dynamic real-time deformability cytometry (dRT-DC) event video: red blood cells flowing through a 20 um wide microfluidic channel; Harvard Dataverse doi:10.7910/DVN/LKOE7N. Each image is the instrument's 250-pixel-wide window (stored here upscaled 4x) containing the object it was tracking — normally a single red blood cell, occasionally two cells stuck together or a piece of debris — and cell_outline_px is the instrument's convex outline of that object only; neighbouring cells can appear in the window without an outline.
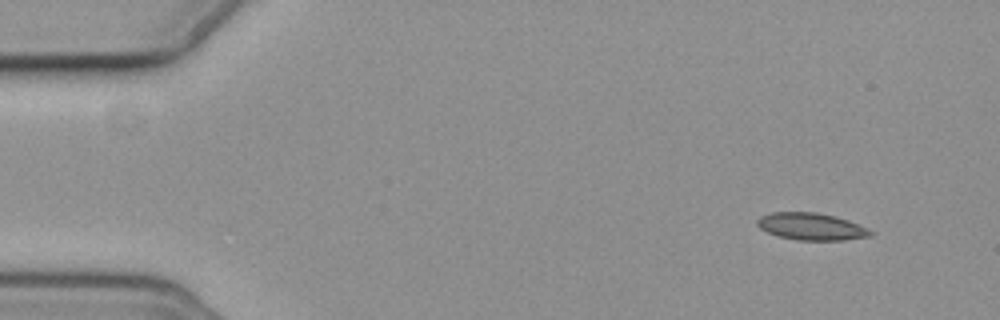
{"species": "common noctule bat (a hibernating species)", "species_latin": "Nyctalus noctula", "temperature_condition": "cold", "stored_images_in_passage": 8, "camera_frame_rate_fps": 3000, "um_per_image_px": 0.085, "animal": {"sex": "female", "body_mass_g": 19.3, "forearm_length_mm": 54.1}, "frame": {"image": 1, "passage_image": 1, "time_ms": 0.0, "image_size_px": [1000, 320], "cell_outline_px": [[876, 232], [872, 236], [844, 240], [796, 240], [780, 236], [768, 232], [760, 228], [756, 224], [756, 220], [760, 216], [772, 212], [816, 212], [836, 216], [848, 220]], "centroid_in_image_um": [68.98, 19.25], "position_along_channel_um": 16.0, "area_um2": 17.98}}
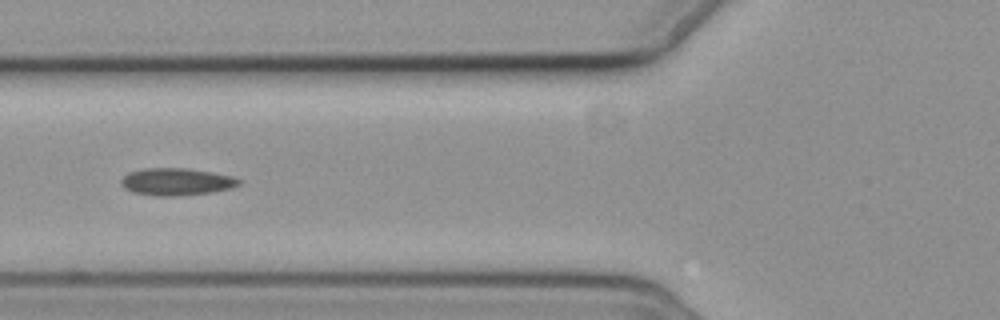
{"frame": {"image": 2, "passage_image": 6, "time_ms": 5.667, "image_size_px": [1000, 320], "cell_outline_px": [[240, 184], [232, 188], [212, 192], [172, 196], [156, 196], [132, 192], [124, 188], [120, 184], [120, 180], [128, 172], [144, 168], [188, 168], [212, 172], [232, 176], [240, 180]], "centroid_in_image_um": [14.97, 15.44], "position_along_channel_um": 110.8, "area_um2": 18.79}}
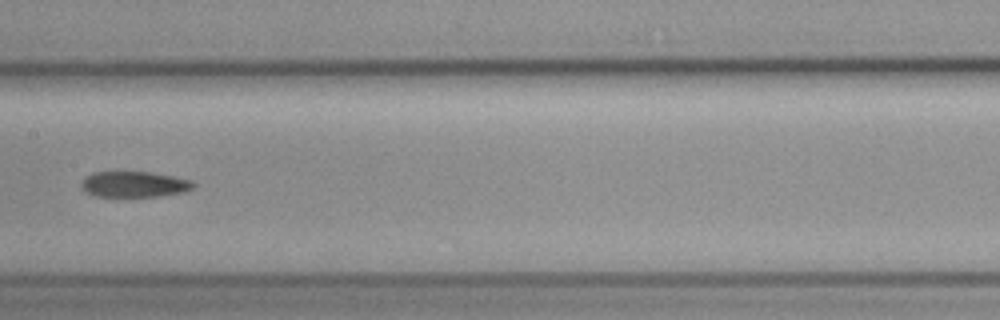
{"frame": {"image": 3, "passage_image": 8, "time_ms": 8.0, "image_size_px": [1000, 320], "cell_outline_px": [[196, 184], [192, 188], [184, 192], [160, 196], [96, 196], [80, 188], [80, 184], [84, 176], [92, 172], [152, 172], [192, 180]], "centroid_in_image_um": [11.39, 15.65], "position_along_channel_um": 196.0, "area_um2": 16.88}}